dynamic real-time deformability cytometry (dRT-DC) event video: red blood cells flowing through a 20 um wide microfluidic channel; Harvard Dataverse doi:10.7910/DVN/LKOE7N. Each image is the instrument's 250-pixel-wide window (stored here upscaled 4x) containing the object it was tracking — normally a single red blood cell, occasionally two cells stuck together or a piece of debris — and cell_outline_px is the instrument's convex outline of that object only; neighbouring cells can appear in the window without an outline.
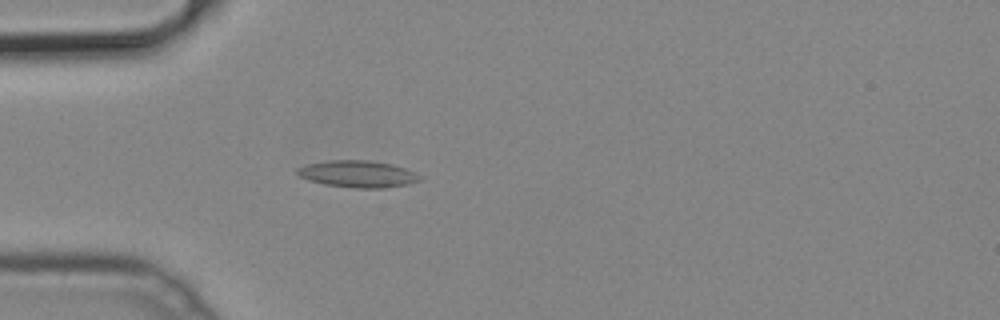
{"species": "common noctule bat (a hibernating species)", "species_latin": "Nyctalus noctula", "temperature_condition": "cold", "stored_images_in_passage": 44, "camera_frame_rate_fps": 3000, "um_per_image_px": 0.085, "animal": {"sex": "male", "body_mass_g": 19.2, "forearm_length_mm": 51.8}, "frame": {"image": 1, "passage_image": 8, "time_ms": 2.333, "image_size_px": [1000, 320], "cell_outline_px": [[420, 180], [408, 184], [384, 188], [356, 188], [324, 184], [300, 176], [296, 172], [296, 168], [304, 164], [328, 160], [368, 160], [392, 164], [416, 172], [420, 176]], "centroid_in_image_um": [30.4, 14.78], "position_along_channel_um": 54.6, "area_um2": 19.13}}
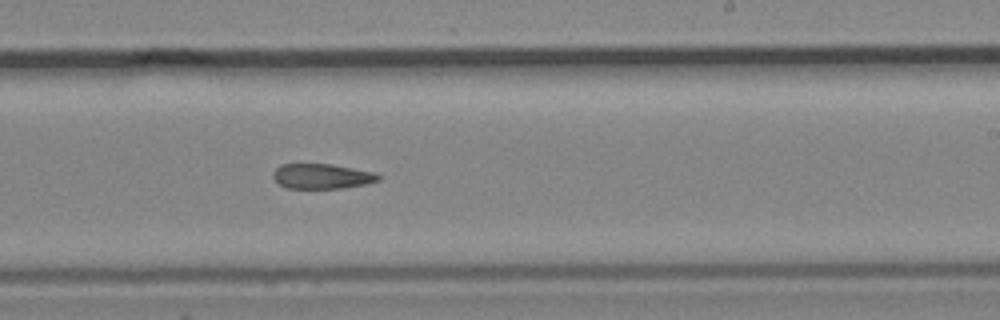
{"frame": {"image": 2, "passage_image": 24, "time_ms": 7.667, "image_size_px": [1000, 320], "cell_outline_px": [[384, 176], [380, 180], [364, 184], [344, 188], [288, 188], [280, 184], [272, 176], [272, 172], [280, 164], [332, 164], [372, 172]], "centroid_in_image_um": [27.37, 14.98], "position_along_channel_um": 261.6, "area_um2": 15.32}}
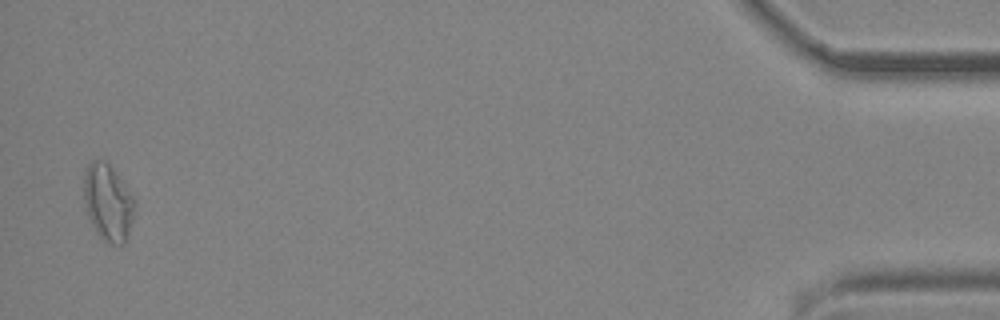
{"frame": {"image": 3, "passage_image": 43, "time_ms": 14.0, "image_size_px": [1000, 320], "cell_outline_px": [[136, 208], [124, 244], [108, 244], [96, 232], [88, 216], [84, 200], [84, 172], [88, 164], [92, 160], [104, 160], [112, 168], [128, 188], [136, 200]], "centroid_in_image_um": [9.19, 17.2], "position_along_channel_um": 426.0, "area_um2": 22.72}}